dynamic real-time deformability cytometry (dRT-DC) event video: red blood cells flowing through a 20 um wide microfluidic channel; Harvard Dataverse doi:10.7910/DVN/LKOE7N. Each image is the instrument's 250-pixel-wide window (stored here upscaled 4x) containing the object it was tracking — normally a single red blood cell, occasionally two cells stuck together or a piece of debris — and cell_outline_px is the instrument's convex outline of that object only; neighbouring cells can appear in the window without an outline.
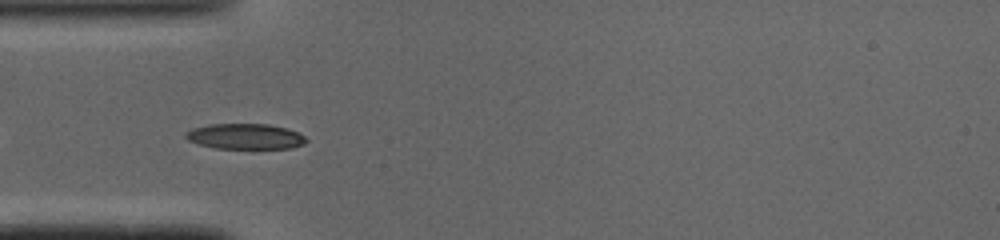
{"species": "common noctule bat (a hibernating species)", "species_latin": "Nyctalus noctula", "temperature_condition": "cold", "stored_images_in_passage": 31, "camera_frame_rate_fps": 3000, "um_per_image_px": 0.085, "animal": {"sex": "male", "body_mass_g": 19.0, "forearm_length_mm": 50.8}, "frame": {"image": 1, "passage_image": 3, "time_ms": 0.667, "image_size_px": [1000, 240], "cell_outline_px": [[308, 140], [304, 144], [292, 148], [216, 148], [200, 144], [188, 140], [184, 136], [184, 132], [192, 128], [208, 124], [268, 124], [288, 128], [304, 136]], "centroid_in_image_um": [20.83, 11.58], "position_along_channel_um": 64.2, "area_um2": 17.92}}
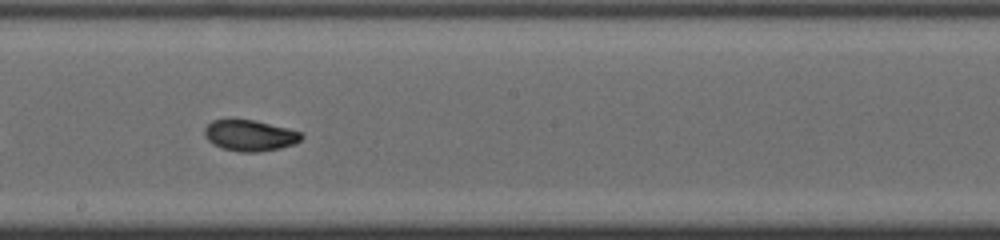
{"frame": {"image": 2, "passage_image": 15, "time_ms": 4.667, "image_size_px": [1000, 240], "cell_outline_px": [[304, 136], [296, 144], [280, 148], [256, 152], [240, 152], [220, 148], [212, 144], [204, 136], [204, 128], [212, 120], [228, 116], [256, 120], [288, 128], [300, 132]], "centroid_in_image_um": [21.18, 11.47], "position_along_channel_um": 227.0, "area_um2": 18.26}}
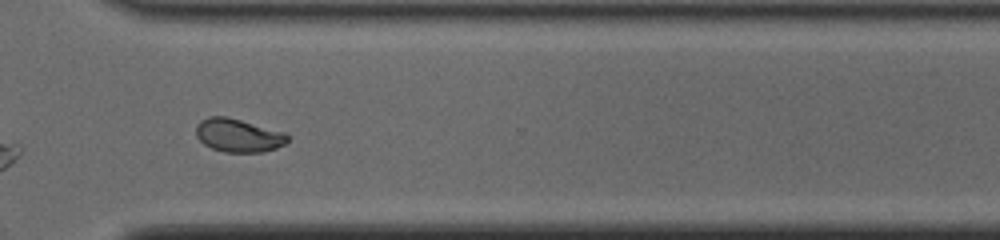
{"frame": {"image": 3, "passage_image": 24, "time_ms": 7.667, "image_size_px": [1000, 240], "cell_outline_px": [[288, 140], [284, 144], [276, 148], [264, 152], [224, 152], [212, 148], [204, 144], [196, 136], [196, 124], [200, 120], [208, 116], [228, 116], [284, 132], [288, 136]], "centroid_in_image_um": [20.23, 11.5], "position_along_channel_um": 350.4, "area_um2": 17.86}, "authors_computed_cell_mechanics": {"area_um2": 17.7446, "velocity_mm_per_s": 4.0799, "shape_relaxation_time_tau1_ms": 5.4638, "shape_relaxation_time_tau2_ms": 0.976, "deformation_change_tau1": 0.1752, "deformation_change_tau2": 0.0464}}